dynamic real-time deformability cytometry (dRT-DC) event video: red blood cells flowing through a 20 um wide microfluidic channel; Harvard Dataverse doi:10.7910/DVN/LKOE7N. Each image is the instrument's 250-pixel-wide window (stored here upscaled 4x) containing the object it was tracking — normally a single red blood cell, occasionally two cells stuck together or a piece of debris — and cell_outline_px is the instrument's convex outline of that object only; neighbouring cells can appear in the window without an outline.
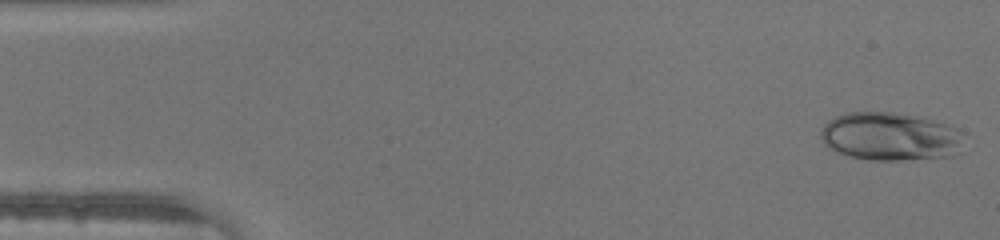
{"species": "human", "species_latin": "Homo sapiens", "temperature_condition": "warm", "stored_images_in_passage": 45, "camera_frame_rate_fps": 3000, "um_per_image_px": 0.085, "donor": {"sex": "male"}, "frame": {"image": 1, "passage_image": 1, "time_ms": 0.0, "image_size_px": [1000, 240], "cell_outline_px": [[956, 140], [952, 156], [900, 160], [868, 160], [848, 156], [836, 152], [828, 148], [824, 144], [820, 136], [820, 132], [824, 124], [828, 120], [836, 116], [848, 112], [892, 112], [920, 116], [956, 128]], "centroid_in_image_um": [75.48, 11.59], "position_along_channel_um": 9.5, "area_um2": 39.42}}
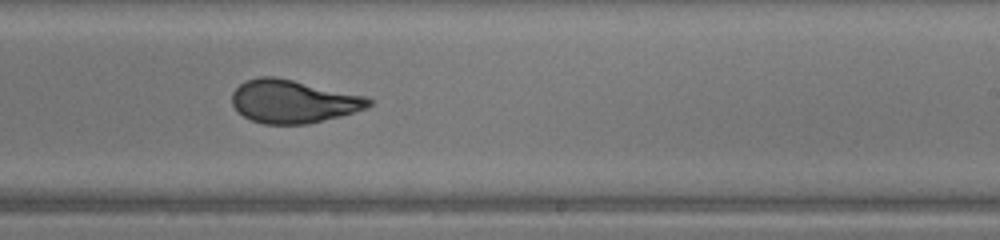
{"frame": {"image": 2, "passage_image": 27, "time_ms": 8.667, "image_size_px": [1000, 240], "cell_outline_px": [[372, 104], [368, 108], [340, 116], [308, 124], [264, 124], [252, 120], [244, 116], [232, 104], [232, 92], [244, 80], [260, 76], [276, 76], [368, 96], [372, 100]], "centroid_in_image_um": [24.95, 8.6], "position_along_channel_um": 264.1, "area_um2": 34.56}}
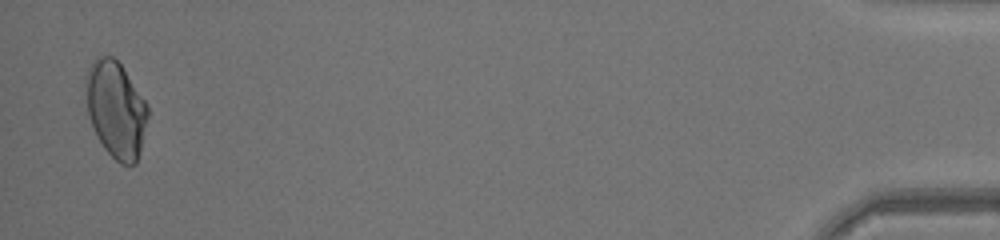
{"frame": {"image": 3, "passage_image": 44, "time_ms": 14.333, "image_size_px": [1000, 240], "cell_outline_px": [[148, 116], [136, 164], [120, 164], [104, 148], [96, 136], [92, 128], [88, 116], [84, 84], [84, 76], [92, 60], [96, 56], [112, 56], [120, 64], [148, 104]], "centroid_in_image_um": [9.8, 9.27], "position_along_channel_um": 425.4, "area_um2": 35.03}}